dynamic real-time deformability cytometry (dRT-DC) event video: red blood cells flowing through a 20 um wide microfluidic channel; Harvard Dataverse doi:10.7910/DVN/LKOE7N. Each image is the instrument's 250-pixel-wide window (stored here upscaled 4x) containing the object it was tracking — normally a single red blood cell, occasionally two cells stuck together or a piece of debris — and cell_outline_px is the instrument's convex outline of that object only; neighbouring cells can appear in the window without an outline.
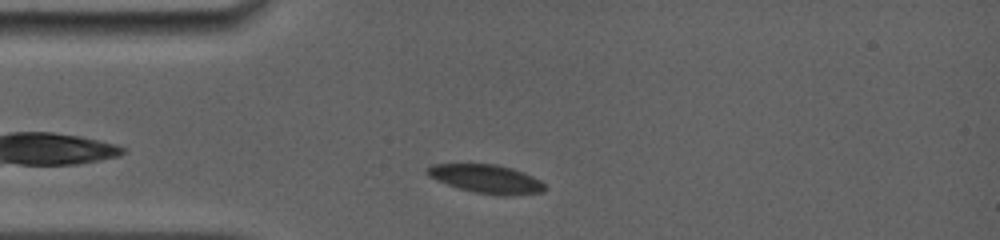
{"species": "common noctule bat (a hibernating species)", "species_latin": "Nyctalus noctula", "temperature_condition": "room temperature", "stored_images_in_passage": 29, "camera_frame_rate_fps": 5000, "um_per_image_px": 0.085, "animal": {"sex": "female", "body_mass_g": 19.0, "forearm_length_mm": 56.7}, "frame": {"image": 1, "passage_image": 1, "time_ms": 0.0, "image_size_px": [1000, 240], "cell_outline_px": [[548, 188], [544, 192], [508, 196], [500, 196], [476, 192], [460, 188], [448, 184], [428, 176], [424, 172], [424, 168], [432, 164], [496, 164], [512, 168], [524, 172], [540, 180]], "centroid_in_image_um": [41.36, 15.2], "position_along_channel_um": 43.6, "area_um2": 19.71}}
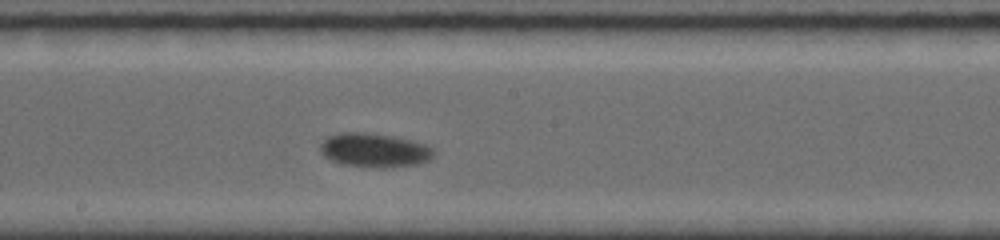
{"frame": {"image": 2, "passage_image": 13, "time_ms": 5.0, "image_size_px": [1000, 240], "cell_outline_px": [[432, 156], [428, 160], [416, 164], [384, 168], [340, 164], [324, 156], [320, 152], [320, 144], [328, 136], [340, 132], [364, 132], [392, 136], [412, 140], [424, 144], [432, 148]], "centroid_in_image_um": [31.77, 12.76], "position_along_channel_um": 216.4, "area_um2": 22.31}}
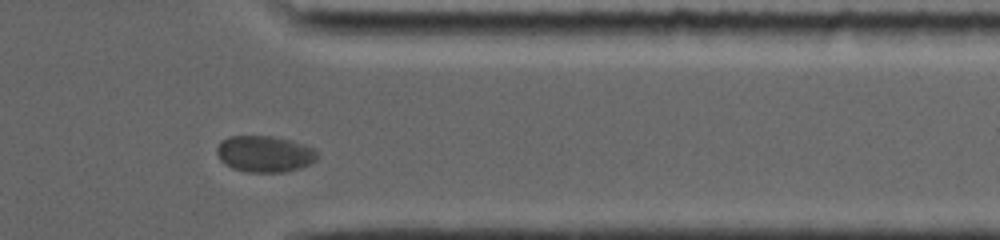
{"frame": {"image": 3, "passage_image": 25, "time_ms": 9.6, "image_size_px": [1000, 240], "cell_outline_px": [[320, 156], [316, 160], [300, 168], [284, 172], [244, 172], [232, 168], [224, 164], [220, 160], [216, 152], [216, 148], [220, 140], [228, 136], [276, 136], [304, 144], [312, 148]], "centroid_in_image_um": [22.46, 13.08], "position_along_channel_um": 388.9, "area_um2": 21.56}, "authors_computed_cell_mechanics": {"area_um2": 21.5016, "velocity_mm_per_s": 3.7346, "shape_relaxation_time_tau1_ms": 2.4704, "shape_relaxation_time_tau2_ms": null, "deformation_change_tau1": 0.062, "deformation_change_tau2": null}}